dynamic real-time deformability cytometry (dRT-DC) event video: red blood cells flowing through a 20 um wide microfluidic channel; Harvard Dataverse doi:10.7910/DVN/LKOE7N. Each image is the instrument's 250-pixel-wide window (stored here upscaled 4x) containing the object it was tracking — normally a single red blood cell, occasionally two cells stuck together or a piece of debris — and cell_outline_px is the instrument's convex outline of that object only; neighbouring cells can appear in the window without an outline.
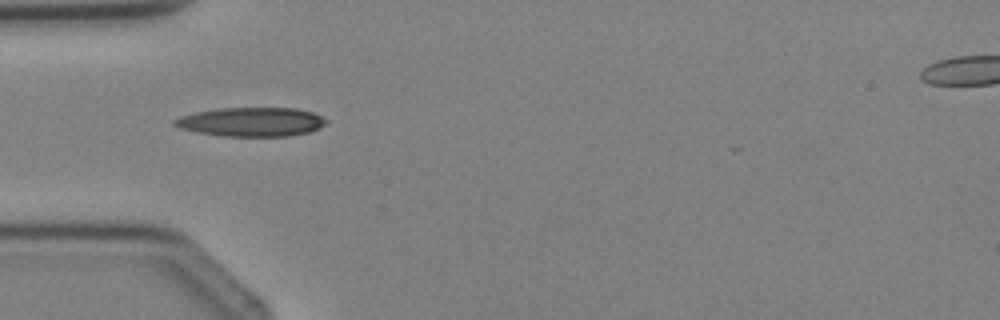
{"species": "Egyptian fruit bat (a non-hibernating species)", "species_latin": "Rousettus aegyptiacus", "temperature_condition": "cold", "stored_images_in_passage": 2, "camera_frame_rate_fps": 3000, "um_per_image_px": 0.085, "animal": {"sex": "female"}, "frame": {"image": 1, "passage_image": 1, "time_ms": 0.0, "image_size_px": [1000, 320], "cell_outline_px": [[328, 120], [324, 124], [308, 132], [288, 136], [224, 136], [196, 132], [180, 128], [172, 124], [172, 120], [180, 116], [196, 112], [220, 108], [296, 108], [312, 112]], "centroid_in_image_um": [21.32, 10.36], "position_along_channel_um": 63.7, "area_um2": 25.49}}
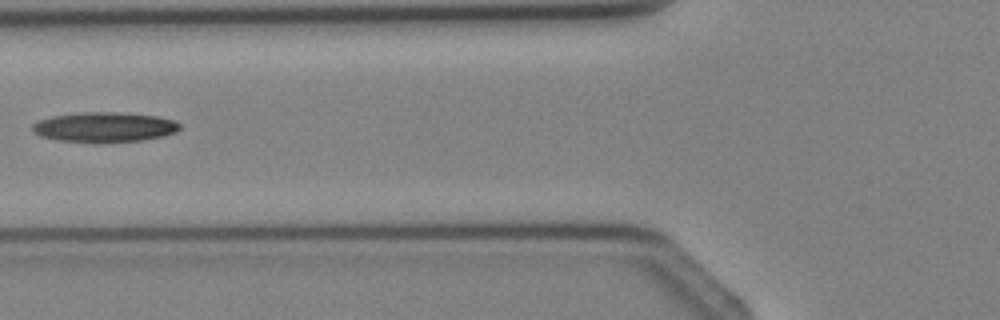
{"frame": {"image": 2, "passage_image": 2, "time_ms": 1.0, "image_size_px": [1000, 320], "cell_outline_px": [[180, 128], [176, 132], [164, 136], [144, 140], [56, 140], [40, 136], [32, 128], [32, 124], [40, 120], [52, 116], [76, 112], [120, 112], [156, 116], [172, 120], [180, 124]], "centroid_in_image_um": [8.89, 10.76], "position_along_channel_um": 116.9, "area_um2": 24.91}}